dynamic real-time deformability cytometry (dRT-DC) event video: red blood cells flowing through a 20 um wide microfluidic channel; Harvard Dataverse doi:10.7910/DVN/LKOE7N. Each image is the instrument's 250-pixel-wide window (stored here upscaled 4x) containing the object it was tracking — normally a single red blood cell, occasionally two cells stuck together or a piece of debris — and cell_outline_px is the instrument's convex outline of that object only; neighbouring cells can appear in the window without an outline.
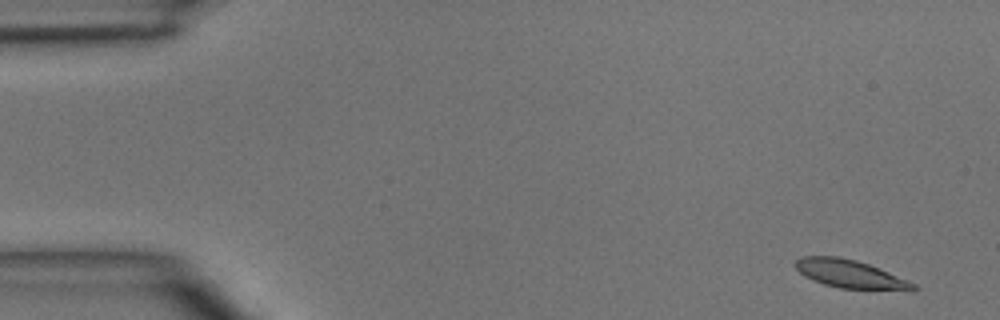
{"species": "common noctule bat (a hibernating species)", "species_latin": "Nyctalus noctula", "temperature_condition": "room temperature", "stored_images_in_passage": 4, "camera_frame_rate_fps": 3000, "um_per_image_px": 0.085, "animal": {"sex": "male", "body_mass_g": 15.6}, "frame": {"image": 1, "passage_image": 1, "time_ms": 0.0, "image_size_px": [1000, 320], "cell_outline_px": [[920, 288], [916, 292], [912, 292], [840, 288], [824, 284], [812, 280], [804, 276], [796, 268], [796, 260], [800, 256], [840, 256], [856, 260], [880, 268], [908, 280], [916, 284]], "centroid_in_image_um": [72.38, 23.32], "position_along_channel_um": 12.6, "area_um2": 19.94}}